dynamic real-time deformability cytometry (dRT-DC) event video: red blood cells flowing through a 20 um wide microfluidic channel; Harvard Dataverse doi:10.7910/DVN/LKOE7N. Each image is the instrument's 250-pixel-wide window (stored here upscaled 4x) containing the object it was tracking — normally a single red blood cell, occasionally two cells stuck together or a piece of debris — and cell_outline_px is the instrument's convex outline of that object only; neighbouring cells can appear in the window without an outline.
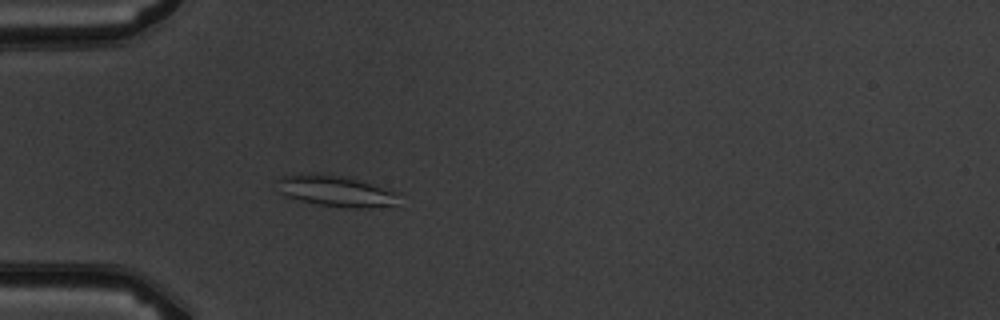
{"species": "common noctule bat (a hibernating species)", "species_latin": "Nyctalus noctula", "temperature_condition": "warm", "stored_images_in_passage": 4, "camera_frame_rate_fps": 3000, "um_per_image_px": 0.085, "animal": {"sex": "male", "body_mass_g": 19.5, "forearm_length_mm": 54.6}, "frame": {"image": 1, "passage_image": 4, "time_ms": 4.333, "image_size_px": [1000, 320], "cell_outline_px": [[400, 192], [396, 204], [368, 208], [348, 208], [320, 204], [300, 200], [288, 196], [280, 192], [276, 180], [280, 176], [348, 176]], "centroid_in_image_um": [28.66, 16.27], "position_along_channel_um": 56.3, "area_um2": 21.33}}